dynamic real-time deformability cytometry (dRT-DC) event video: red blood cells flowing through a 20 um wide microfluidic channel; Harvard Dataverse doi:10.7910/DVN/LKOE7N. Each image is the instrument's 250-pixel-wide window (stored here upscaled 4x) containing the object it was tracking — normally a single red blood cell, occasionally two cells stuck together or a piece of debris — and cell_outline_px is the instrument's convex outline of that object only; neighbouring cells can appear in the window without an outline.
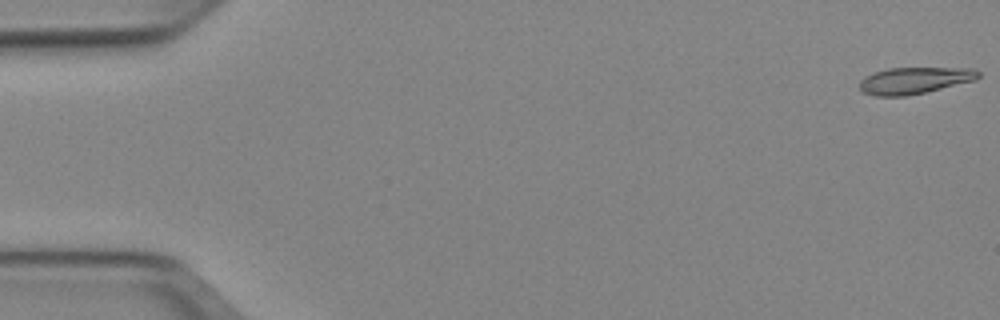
{"species": "Egyptian fruit bat (a non-hibernating species)", "species_latin": "Rousettus aegyptiacus", "temperature_condition": "cold", "stored_images_in_passage": 52, "camera_frame_rate_fps": 3000, "um_per_image_px": 0.085, "animal": {"sex": "female"}, "frame": {"image": 1, "passage_image": 1, "time_ms": 0.0, "image_size_px": [1000, 320], "cell_outline_px": [[980, 76], [976, 80], [924, 92], [904, 96], [876, 96], [864, 92], [860, 88], [860, 80], [864, 76], [872, 72], [888, 68], [976, 68], [980, 72]], "centroid_in_image_um": [77.73, 6.82], "position_along_channel_um": 7.3, "area_um2": 18.44}}
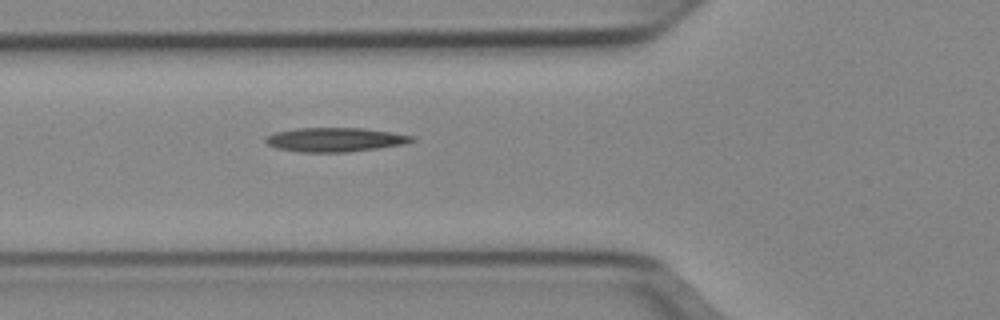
{"frame": {"image": 2, "passage_image": 19, "time_ms": 6.0, "image_size_px": [1000, 320], "cell_outline_px": [[416, 140], [404, 144], [348, 152], [300, 152], [276, 148], [268, 144], [264, 140], [264, 136], [276, 132], [296, 128], [364, 128], [392, 132], [412, 136]], "centroid_in_image_um": [28.44, 11.87], "position_along_channel_um": 97.4, "area_um2": 20.52}}
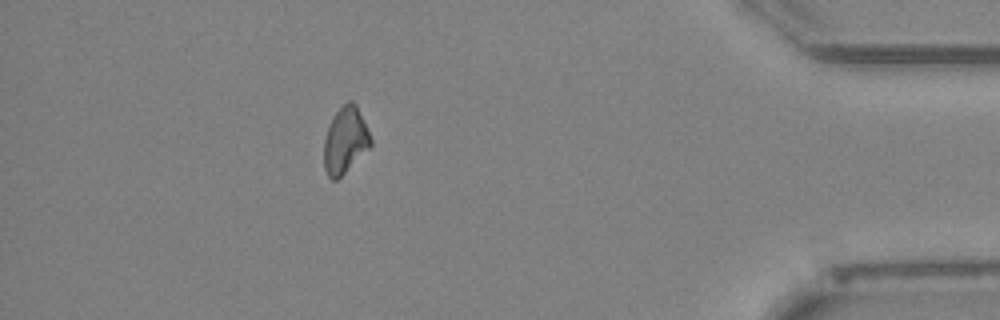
{"frame": {"image": 3, "passage_image": 46, "time_ms": 15.0, "image_size_px": [1000, 320], "cell_outline_px": [[372, 148], [336, 180], [332, 180], [328, 176], [324, 168], [324, 140], [328, 128], [336, 112], [348, 100], [352, 100], [356, 104], [372, 140]], "centroid_in_image_um": [29.37, 11.96], "position_along_channel_um": 405.8, "area_um2": 18.03}}